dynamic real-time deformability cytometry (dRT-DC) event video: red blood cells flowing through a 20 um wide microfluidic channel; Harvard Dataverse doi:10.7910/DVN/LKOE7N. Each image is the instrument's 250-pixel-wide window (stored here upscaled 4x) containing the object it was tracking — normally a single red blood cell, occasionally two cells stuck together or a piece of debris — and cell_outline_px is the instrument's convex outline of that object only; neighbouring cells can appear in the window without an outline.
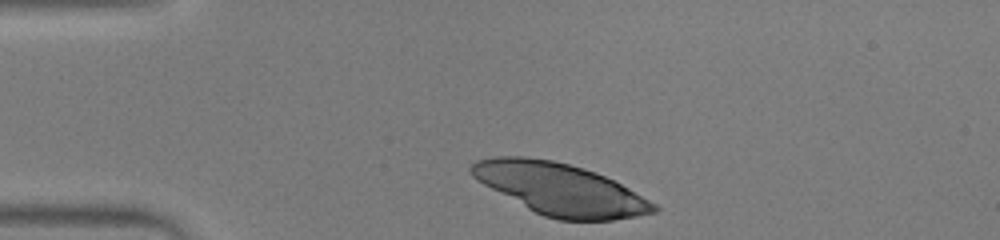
{"species": "human", "species_latin": "Homo sapiens", "temperature_condition": "warm", "stored_images_in_passage": 35, "camera_frame_rate_fps": 3000, "um_per_image_px": 0.085, "donor": {"sex": "male"}, "frame": {"image": 1, "passage_image": 1, "time_ms": 0.0, "image_size_px": [1000, 240], "cell_outline_px": [[660, 208], [656, 212], [636, 216], [612, 220], [560, 220], [544, 216], [528, 208], [476, 180], [472, 176], [468, 168], [476, 160], [492, 156], [528, 156], [552, 160], [584, 168], [596, 172], [628, 188], [656, 204]], "centroid_in_image_um": [47.59, 16.06], "position_along_channel_um": 37.4, "area_um2": 54.56}}